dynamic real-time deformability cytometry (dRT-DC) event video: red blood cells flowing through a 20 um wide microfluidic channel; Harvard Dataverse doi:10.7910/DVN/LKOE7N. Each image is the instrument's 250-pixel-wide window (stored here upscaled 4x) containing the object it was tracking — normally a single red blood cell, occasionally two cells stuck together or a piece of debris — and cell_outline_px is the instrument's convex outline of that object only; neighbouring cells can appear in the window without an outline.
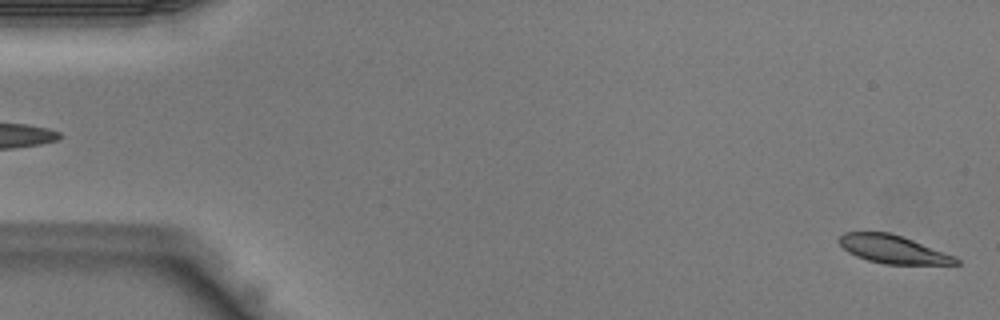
{"species": "Egyptian fruit bat (a non-hibernating species)", "species_latin": "Rousettus aegyptiacus", "temperature_condition": "warm", "stored_images_in_passage": 8, "camera_frame_rate_fps": 3000, "um_per_image_px": 0.085, "animal": {"sex": "male"}, "frame": {"image": 1, "passage_image": 1, "time_ms": 0.0, "image_size_px": [1000, 320], "cell_outline_px": [[960, 264], [884, 264], [868, 260], [856, 256], [848, 252], [836, 240], [844, 232], [888, 232], [912, 240], [956, 256], [960, 260]], "centroid_in_image_um": [75.89, 21.19], "position_along_channel_um": 9.1, "area_um2": 19.02}}